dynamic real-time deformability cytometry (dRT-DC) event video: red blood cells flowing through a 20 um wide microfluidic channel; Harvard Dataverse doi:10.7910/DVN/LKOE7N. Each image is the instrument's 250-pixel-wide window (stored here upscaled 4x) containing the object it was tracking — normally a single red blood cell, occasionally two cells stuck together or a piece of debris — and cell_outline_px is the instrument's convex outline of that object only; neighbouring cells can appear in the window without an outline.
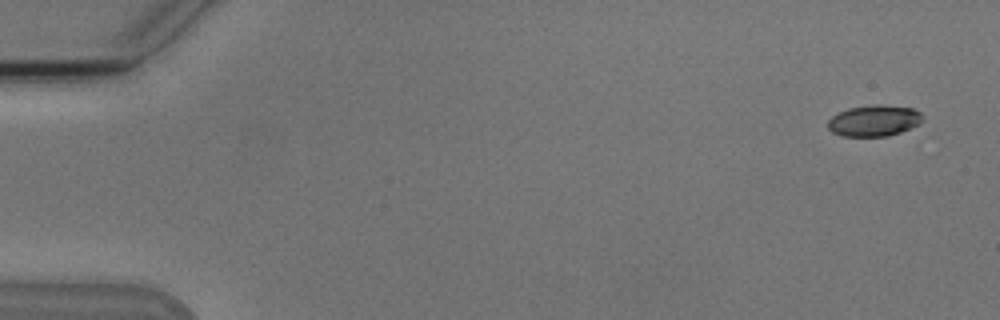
{"species": "Egyptian fruit bat (a non-hibernating species)", "species_latin": "Rousettus aegyptiacus", "temperature_condition": "cold", "stored_images_in_passage": 6, "camera_frame_rate_fps": 3000, "um_per_image_px": 0.085, "animal": {"sex": "male"}, "frame": {"image": 1, "passage_image": 1, "time_ms": 0.0, "image_size_px": [1000, 320], "cell_outline_px": [[924, 120], [920, 124], [900, 132], [888, 136], [844, 136], [832, 132], [828, 128], [828, 120], [832, 116], [848, 108], [876, 104], [880, 104], [912, 108], [920, 112], [924, 116]], "centroid_in_image_um": [74.33, 10.25], "position_along_channel_um": 10.7, "area_um2": 17.28}}